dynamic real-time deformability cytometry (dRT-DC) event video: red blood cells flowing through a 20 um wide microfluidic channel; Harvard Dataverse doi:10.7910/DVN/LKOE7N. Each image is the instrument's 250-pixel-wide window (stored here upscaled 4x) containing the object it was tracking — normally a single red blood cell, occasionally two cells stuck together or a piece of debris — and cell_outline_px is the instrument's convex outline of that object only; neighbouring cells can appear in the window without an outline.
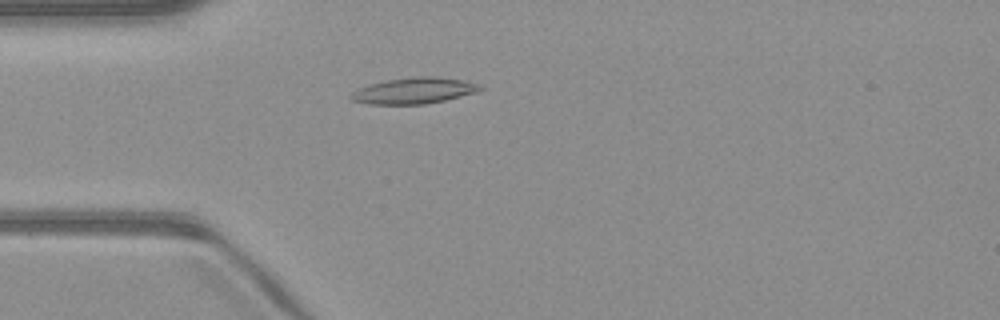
{"species": "common noctule bat (a hibernating species)", "species_latin": "Nyctalus noctula", "temperature_condition": "warm", "stored_images_in_passage": 50, "camera_frame_rate_fps": 3000, "um_per_image_px": 0.085, "animal": {"sex": "male", "body_mass_g": 23.1, "forearm_length_mm": 52.7}, "frame": {"image": 1, "passage_image": 14, "time_ms": 4.333, "image_size_px": [1000, 320], "cell_outline_px": [[484, 88], [476, 92], [444, 100], [424, 104], [368, 104], [352, 100], [348, 96], [352, 92], [368, 84], [388, 80], [416, 76], [436, 76], [464, 80], [480, 84]], "centroid_in_image_um": [35.19, 7.7], "position_along_channel_um": 49.8, "area_um2": 19.59}}
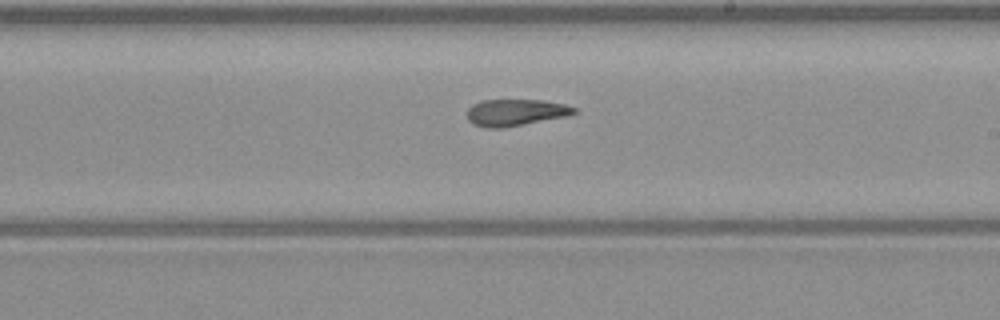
{"frame": {"image": 2, "passage_image": 29, "time_ms": 9.333, "image_size_px": [1000, 320], "cell_outline_px": [[576, 112], [568, 116], [524, 124], [500, 128], [484, 128], [472, 124], [468, 120], [468, 108], [472, 104], [480, 100], [544, 100], [564, 104], [576, 108]], "centroid_in_image_um": [43.8, 9.56], "position_along_channel_um": 245.2, "area_um2": 16.7}}
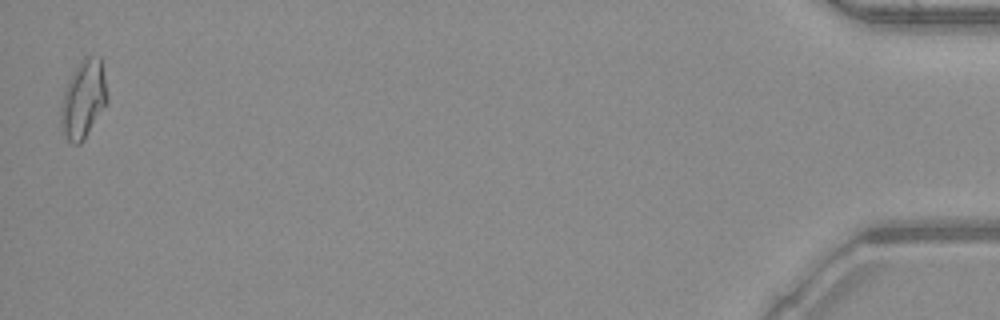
{"frame": {"image": 3, "passage_image": 50, "time_ms": 16.333, "image_size_px": [1000, 320], "cell_outline_px": [[108, 100], [84, 140], [80, 144], [72, 144], [68, 140], [60, 124], [60, 108], [64, 92], [68, 80], [80, 60], [84, 56], [100, 56], [108, 96]], "centroid_in_image_um": [7.08, 8.43], "position_along_channel_um": 428.1, "area_um2": 20.98}, "authors_computed_cell_mechanics": {"area_um2": 17.918, "velocity_mm_per_s": 4.0813, "shape_relaxation_time_tau1_ms": null, "shape_relaxation_time_tau2_ms": 5.3286, "deformation_change_tau1": null, "deformation_change_tau2": 0.1348}}